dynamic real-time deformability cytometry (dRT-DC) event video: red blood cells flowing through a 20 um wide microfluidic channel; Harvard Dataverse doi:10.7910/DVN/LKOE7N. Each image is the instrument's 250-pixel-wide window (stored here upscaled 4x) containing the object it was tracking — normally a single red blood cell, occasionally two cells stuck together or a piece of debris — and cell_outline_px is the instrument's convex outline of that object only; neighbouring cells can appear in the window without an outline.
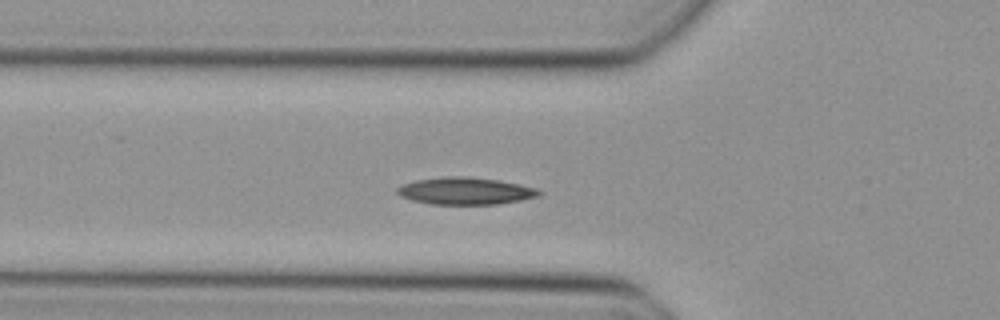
{"species": "Egyptian fruit bat (a non-hibernating species)", "species_latin": "Rousettus aegyptiacus", "temperature_condition": "cold", "stored_images_in_passage": 31, "camera_frame_rate_fps": 3000, "um_per_image_px": 0.085, "animal": {"sex": "female"}, "frame": {"image": 1, "passage_image": 5, "time_ms": 1.333, "image_size_px": [1000, 320], "cell_outline_px": [[540, 196], [520, 200], [496, 204], [432, 204], [412, 200], [400, 196], [396, 192], [396, 188], [404, 184], [416, 180], [444, 176], [468, 176], [500, 180], [536, 188], [540, 192]], "centroid_in_image_um": [39.54, 16.22], "position_along_channel_um": 86.3, "area_um2": 22.37}}
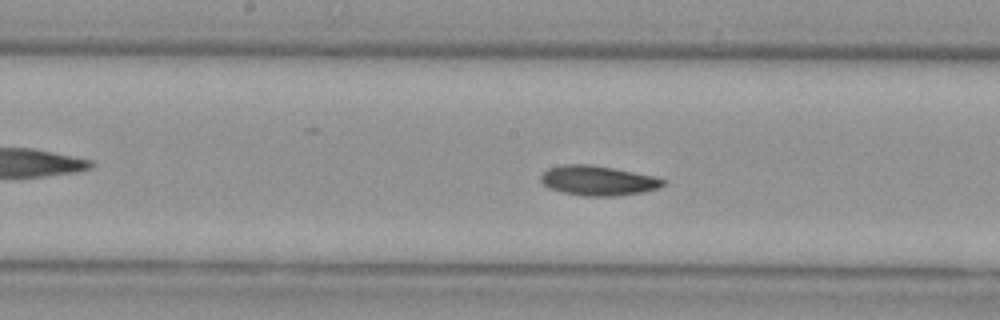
{"frame": {"image": 2, "passage_image": 13, "time_ms": 4.0, "image_size_px": [1000, 320], "cell_outline_px": [[664, 184], [660, 188], [644, 192], [616, 196], [584, 196], [564, 192], [548, 188], [540, 180], [540, 176], [548, 168], [564, 164], [588, 164], [612, 168], [656, 176], [664, 180]], "centroid_in_image_um": [50.83, 15.35], "position_along_channel_um": 197.4, "area_um2": 21.21}}
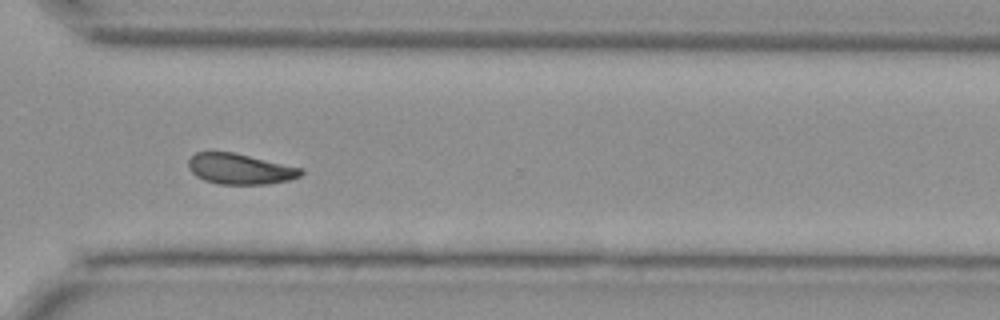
{"frame": {"image": 3, "passage_image": 24, "time_ms": 7.667, "image_size_px": [1000, 320], "cell_outline_px": [[304, 172], [300, 176], [288, 180], [268, 184], [220, 184], [204, 180], [196, 176], [188, 168], [188, 160], [196, 152], [232, 152], [304, 168]], "centroid_in_image_um": [20.41, 14.36], "position_along_channel_um": 350.2, "area_um2": 20.06}}